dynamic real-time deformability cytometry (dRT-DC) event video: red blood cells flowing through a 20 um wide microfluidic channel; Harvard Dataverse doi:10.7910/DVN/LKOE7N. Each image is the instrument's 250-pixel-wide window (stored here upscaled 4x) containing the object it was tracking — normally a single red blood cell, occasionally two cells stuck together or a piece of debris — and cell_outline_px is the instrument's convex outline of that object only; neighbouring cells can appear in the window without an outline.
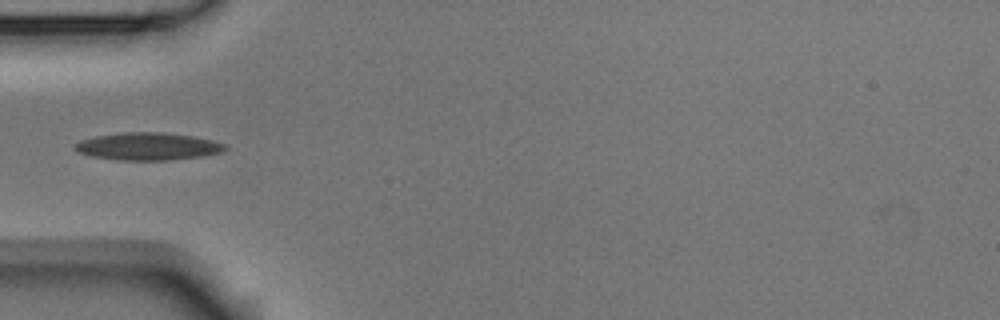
{"species": "Egyptian fruit bat (a non-hibernating species)", "species_latin": "Rousettus aegyptiacus", "temperature_condition": "room temperature", "stored_images_in_passage": 6, "camera_frame_rate_fps": 3000, "um_per_image_px": 0.085, "animal": {"sex": "male"}, "frame": {"image": 1, "passage_image": 5, "time_ms": 1.333, "image_size_px": [1000, 320], "cell_outline_px": [[228, 148], [224, 152], [204, 156], [172, 160], [116, 160], [92, 156], [76, 152], [72, 148], [80, 140], [96, 136], [124, 132], [160, 132], [192, 136], [212, 140], [228, 144]], "centroid_in_image_um": [12.61, 12.45], "position_along_channel_um": 72.4, "area_um2": 24.33}}
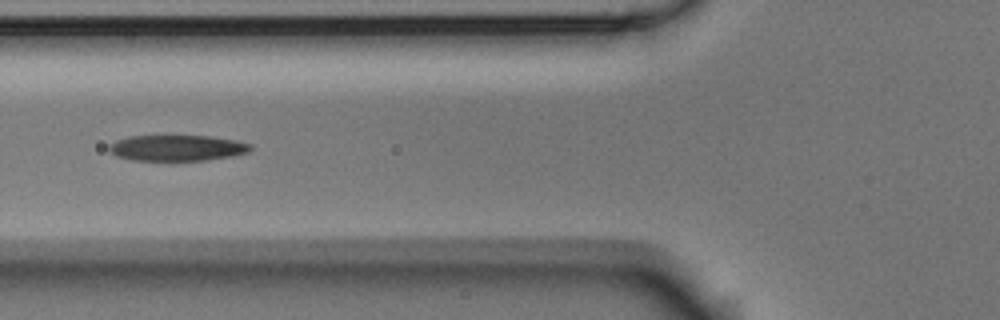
{"frame": {"image": 2, "passage_image": 6, "time_ms": 1.667, "image_size_px": [1000, 320], "cell_outline_px": [[252, 148], [248, 152], [232, 156], [208, 160], [172, 164], [132, 160], [116, 156], [108, 152], [108, 148], [116, 140], [128, 136], [208, 136], [236, 140], [252, 144]], "centroid_in_image_um": [15.03, 12.63], "position_along_channel_um": 110.8, "area_um2": 22.43}}